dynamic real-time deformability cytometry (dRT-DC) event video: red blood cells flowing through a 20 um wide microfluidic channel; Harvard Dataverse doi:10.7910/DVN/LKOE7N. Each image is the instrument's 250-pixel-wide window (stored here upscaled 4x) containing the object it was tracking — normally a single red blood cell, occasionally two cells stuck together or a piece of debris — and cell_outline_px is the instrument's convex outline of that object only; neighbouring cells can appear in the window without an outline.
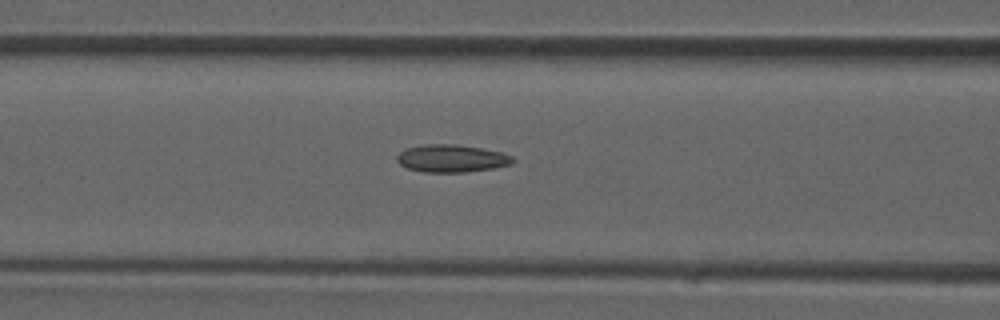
{"species": "common noctule bat (a hibernating species)", "species_latin": "Nyctalus noctula", "temperature_condition": "room temperature", "stored_images_in_passage": 31, "camera_frame_rate_fps": 3000, "um_per_image_px": 0.085, "animal": {"sex": "male", "forearm_length_mm": 52.5}, "frame": {"image": 1, "passage_image": 10, "time_ms": 3.0, "image_size_px": [1000, 320], "cell_outline_px": [[516, 160], [512, 164], [492, 168], [464, 172], [424, 172], [408, 168], [400, 164], [396, 160], [396, 156], [404, 148], [420, 144], [456, 144], [480, 148], [500, 152], [512, 156]], "centroid_in_image_um": [38.35, 13.45], "position_along_channel_um": 128.2, "area_um2": 18.67}}
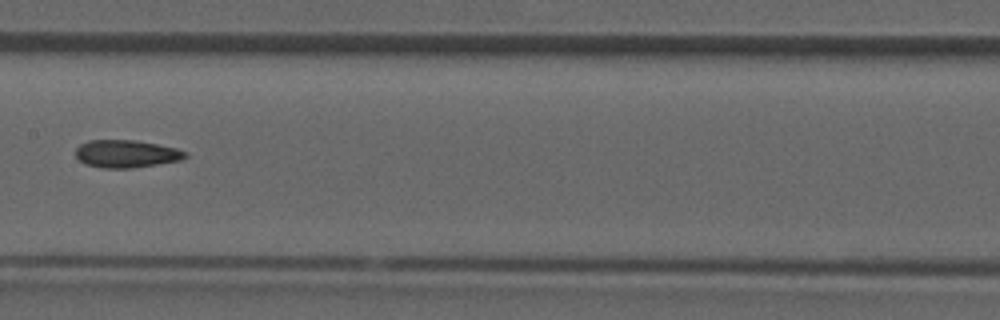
{"frame": {"image": 2, "passage_image": 14, "time_ms": 4.333, "image_size_px": [1000, 320], "cell_outline_px": [[188, 156], [180, 160], [132, 168], [104, 168], [84, 164], [76, 156], [76, 148], [80, 144], [88, 140], [136, 140], [176, 148], [188, 152]], "centroid_in_image_um": [10.73, 13.07], "position_along_channel_um": 196.7, "area_um2": 17.63}}